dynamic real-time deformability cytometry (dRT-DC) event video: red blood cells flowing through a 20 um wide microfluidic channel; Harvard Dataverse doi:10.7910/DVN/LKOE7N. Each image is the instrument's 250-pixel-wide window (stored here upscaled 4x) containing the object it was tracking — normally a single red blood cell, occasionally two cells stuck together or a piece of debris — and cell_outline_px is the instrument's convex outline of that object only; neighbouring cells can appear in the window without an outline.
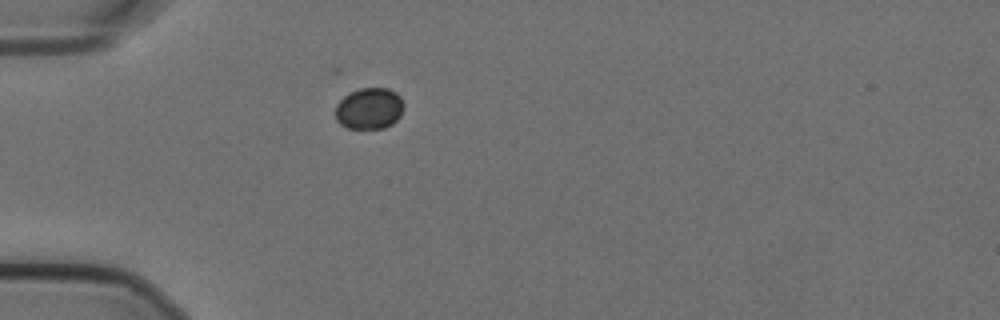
{"species": "Egyptian fruit bat (a non-hibernating species)", "species_latin": "Rousettus aegyptiacus", "temperature_condition": "cold", "stored_images_in_passage": 29, "camera_frame_rate_fps": 3000, "um_per_image_px": 0.085, "animal": {"sex": "female"}, "frame": {"image": 1, "passage_image": 1, "time_ms": 0.0, "image_size_px": [1000, 320], "cell_outline_px": [[404, 104], [400, 116], [392, 124], [384, 128], [348, 128], [340, 124], [336, 120], [336, 104], [344, 96], [360, 88], [388, 88], [396, 92], [400, 96]], "centroid_in_image_um": [31.39, 9.22], "position_along_channel_um": 53.6, "area_um2": 16.47}}
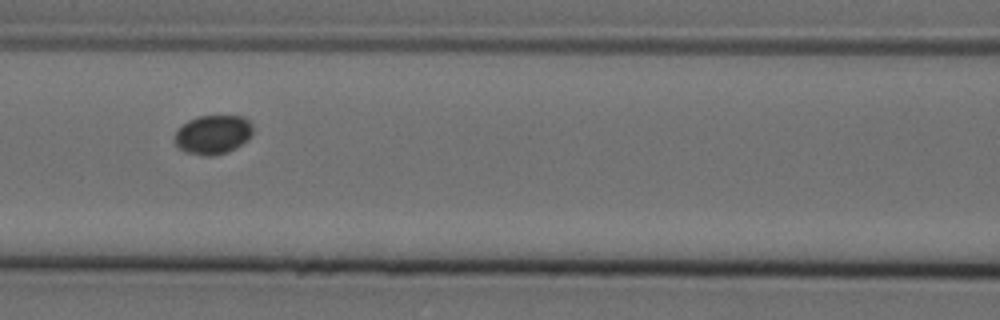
{"frame": {"image": 2, "passage_image": 10, "time_ms": 3.0, "image_size_px": [1000, 320], "cell_outline_px": [[252, 136], [248, 140], [236, 148], [228, 152], [212, 156], [204, 156], [184, 152], [176, 144], [176, 132], [188, 120], [196, 116], [244, 116], [252, 124]], "centroid_in_image_um": [18.14, 11.44], "position_along_channel_um": 148.5, "area_um2": 17.86}}
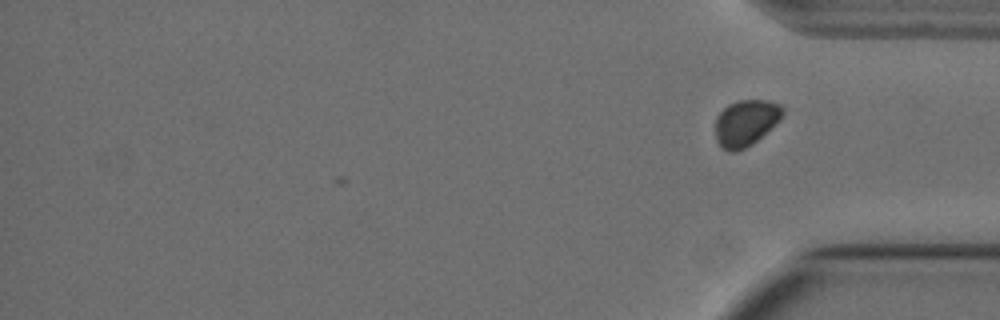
{"frame": {"image": 3, "passage_image": 29, "time_ms": 9.333, "image_size_px": [1000, 320], "cell_outline_px": [[784, 112], [780, 120], [752, 144], [744, 148], [732, 152], [728, 152], [716, 140], [716, 116], [728, 104], [736, 100], [768, 100], [780, 104], [784, 108]], "centroid_in_image_um": [63.4, 10.41], "position_along_channel_um": 371.8, "area_um2": 18.09}}